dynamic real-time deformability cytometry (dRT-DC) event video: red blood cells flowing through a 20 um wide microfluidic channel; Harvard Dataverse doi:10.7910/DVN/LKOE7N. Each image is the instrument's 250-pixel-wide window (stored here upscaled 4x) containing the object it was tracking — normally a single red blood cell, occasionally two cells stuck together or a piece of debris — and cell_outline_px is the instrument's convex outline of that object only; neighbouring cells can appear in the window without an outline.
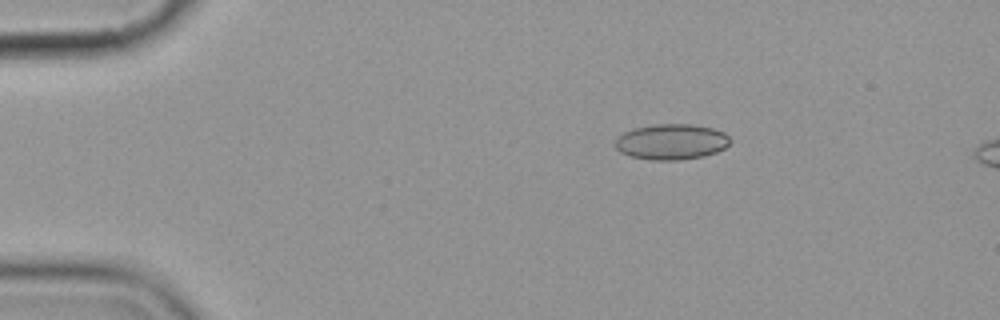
{"species": "common noctule bat (a hibernating species)", "species_latin": "Nyctalus noctula", "temperature_condition": "cold", "stored_images_in_passage": 3, "camera_frame_rate_fps": 3000, "um_per_image_px": 0.085, "animal": {"sex": "female", "body_mass_g": 19.9}, "frame": {"image": 1, "passage_image": 1, "time_ms": 0.0, "image_size_px": [1000, 320], "cell_outline_px": [[732, 140], [724, 148], [716, 152], [704, 156], [680, 160], [652, 160], [628, 156], [620, 152], [616, 148], [612, 140], [616, 136], [632, 128], [656, 124], [692, 124], [712, 128], [724, 132]], "centroid_in_image_um": [57.02, 12.05], "position_along_channel_um": 28.0, "area_um2": 24.22}}